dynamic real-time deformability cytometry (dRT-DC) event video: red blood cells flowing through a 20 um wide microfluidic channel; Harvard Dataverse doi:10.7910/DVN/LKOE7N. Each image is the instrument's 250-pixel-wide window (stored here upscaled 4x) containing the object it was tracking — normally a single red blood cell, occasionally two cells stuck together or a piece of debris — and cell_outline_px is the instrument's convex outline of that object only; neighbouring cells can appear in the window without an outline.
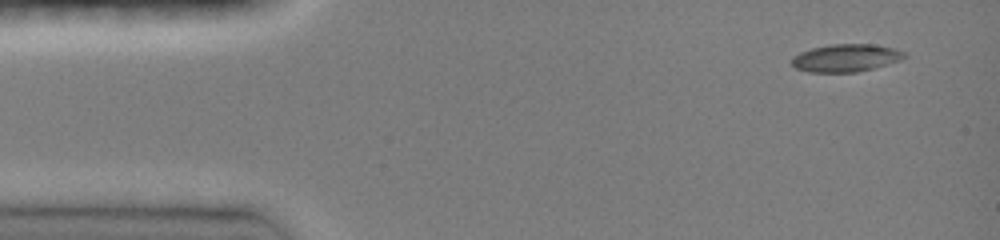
{"species": "common noctule bat (a hibernating species)", "species_latin": "Nyctalus noctula", "temperature_condition": "room temperature", "stored_images_in_passage": 45, "camera_frame_rate_fps": 3000, "um_per_image_px": 0.085, "animal": {"sex": "female", "body_mass_g": 19.0, "forearm_length_mm": 51.5}, "frame": {"image": 1, "passage_image": 1, "time_ms": 0.0, "image_size_px": [1000, 240], "cell_outline_px": [[908, 56], [900, 60], [872, 68], [856, 72], [808, 72], [796, 68], [792, 64], [792, 56], [800, 52], [812, 48], [832, 44], [872, 44], [896, 48], [904, 52]], "centroid_in_image_um": [71.9, 4.92], "position_along_channel_um": 13.1, "area_um2": 18.09}}
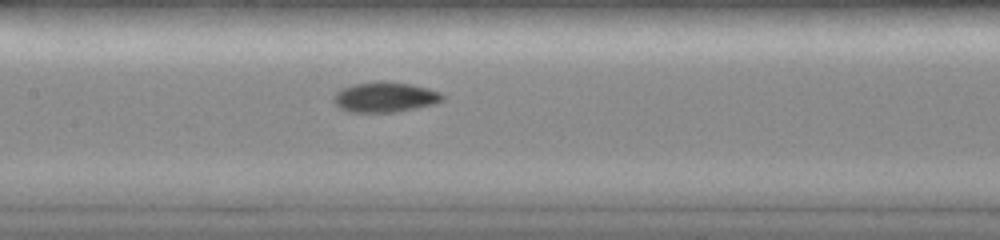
{"frame": {"image": 2, "passage_image": 20, "time_ms": 6.333, "image_size_px": [1000, 240], "cell_outline_px": [[444, 100], [436, 104], [396, 112], [348, 112], [340, 108], [332, 100], [332, 96], [336, 92], [344, 88], [356, 84], [380, 80], [408, 84], [428, 88], [440, 92], [444, 96]], "centroid_in_image_um": [32.73, 8.26], "position_along_channel_um": 174.7, "area_um2": 19.19}}
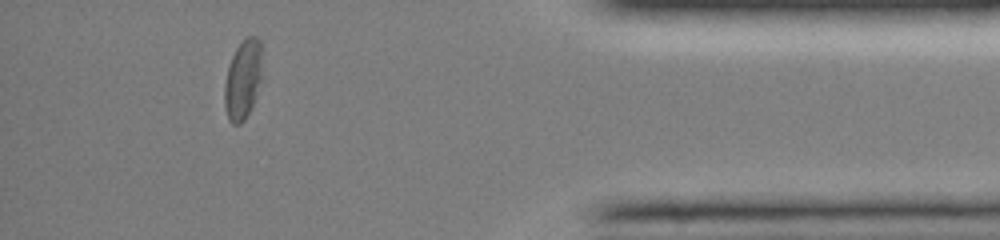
{"frame": {"image": 3, "passage_image": 40, "time_ms": 13.0, "image_size_px": [1000, 240], "cell_outline_px": [[264, 80], [252, 108], [244, 120], [240, 124], [232, 124], [228, 120], [224, 104], [224, 84], [228, 68], [232, 56], [236, 48], [248, 36], [256, 36], [260, 40], [264, 76]], "centroid_in_image_um": [20.7, 6.79], "position_along_channel_um": 414.5, "area_um2": 18.21}, "authors_computed_cell_mechanics": {"area_um2": 18.3226, "velocity_mm_per_s": 4.0401, "shape_relaxation_time_tau1_ms": 8.9563, "shape_relaxation_time_tau2_ms": 3.0734, "deformation_change_tau1": 0.2412, "deformation_change_tau2": 0.0765}}